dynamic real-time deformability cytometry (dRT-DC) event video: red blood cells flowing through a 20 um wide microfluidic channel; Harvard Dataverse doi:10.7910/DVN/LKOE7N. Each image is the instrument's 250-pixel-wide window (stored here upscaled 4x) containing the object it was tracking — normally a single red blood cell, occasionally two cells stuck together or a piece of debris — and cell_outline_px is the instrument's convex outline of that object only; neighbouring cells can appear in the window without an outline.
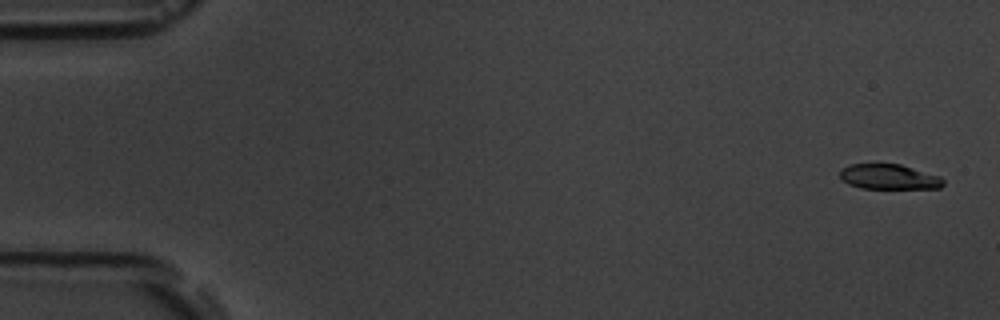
{"species": "common noctule bat (a hibernating species)", "species_latin": "Nyctalus noctula", "temperature_condition": "room temperature", "stored_images_in_passage": 5, "camera_frame_rate_fps": 3000, "um_per_image_px": 0.085, "animal": {"sex": "male", "body_mass_g": 19.5, "forearm_length_mm": 54.6}, "frame": {"image": 1, "passage_image": 1, "time_ms": 0.0, "image_size_px": [1000, 320], "cell_outline_px": [[944, 184], [940, 188], [860, 188], [848, 184], [840, 180], [840, 168], [848, 164], [900, 164], [940, 176], [944, 180]], "centroid_in_image_um": [75.52, 15.02], "position_along_channel_um": 9.5, "area_um2": 15.2}}
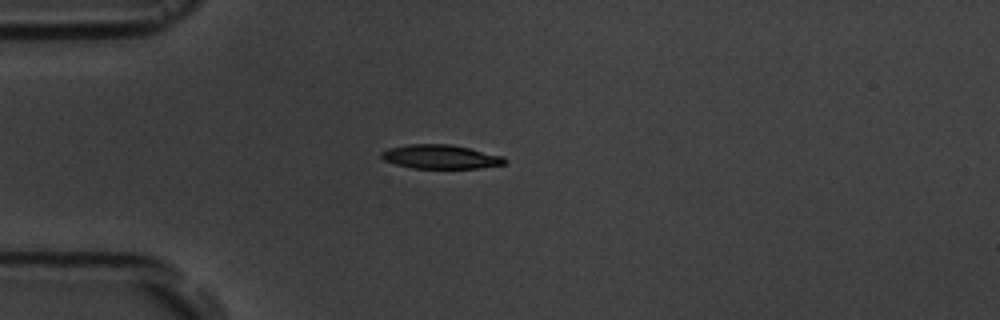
{"frame": {"image": 2, "passage_image": 4, "time_ms": 4.333, "image_size_px": [1000, 320], "cell_outline_px": [[508, 160], [504, 164], [480, 168], [412, 168], [396, 164], [384, 160], [380, 156], [380, 152], [388, 148], [408, 144], [452, 144], [504, 156]], "centroid_in_image_um": [37.45, 13.32], "position_along_channel_um": 47.5, "area_um2": 17.34}}